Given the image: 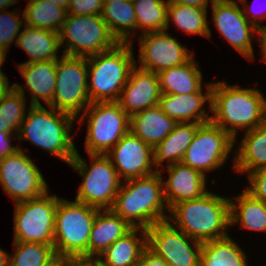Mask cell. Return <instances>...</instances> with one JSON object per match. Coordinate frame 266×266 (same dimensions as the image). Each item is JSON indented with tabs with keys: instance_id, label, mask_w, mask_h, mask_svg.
Returning <instances> with one entry per match:
<instances>
[{
	"instance_id": "cell-3",
	"label": "cell",
	"mask_w": 266,
	"mask_h": 266,
	"mask_svg": "<svg viewBox=\"0 0 266 266\" xmlns=\"http://www.w3.org/2000/svg\"><path fill=\"white\" fill-rule=\"evenodd\" d=\"M76 118L51 106L31 105L18 133V143L29 141L67 165L74 159L77 149L73 133Z\"/></svg>"
},
{
	"instance_id": "cell-15",
	"label": "cell",
	"mask_w": 266,
	"mask_h": 266,
	"mask_svg": "<svg viewBox=\"0 0 266 266\" xmlns=\"http://www.w3.org/2000/svg\"><path fill=\"white\" fill-rule=\"evenodd\" d=\"M147 247L169 266H200L202 242L191 238L169 220L146 229Z\"/></svg>"
},
{
	"instance_id": "cell-32",
	"label": "cell",
	"mask_w": 266,
	"mask_h": 266,
	"mask_svg": "<svg viewBox=\"0 0 266 266\" xmlns=\"http://www.w3.org/2000/svg\"><path fill=\"white\" fill-rule=\"evenodd\" d=\"M208 10L177 3H168V16L166 30L174 24L177 30L188 35H198L207 39L212 38L208 22Z\"/></svg>"
},
{
	"instance_id": "cell-50",
	"label": "cell",
	"mask_w": 266,
	"mask_h": 266,
	"mask_svg": "<svg viewBox=\"0 0 266 266\" xmlns=\"http://www.w3.org/2000/svg\"><path fill=\"white\" fill-rule=\"evenodd\" d=\"M45 1L59 5L67 10L70 0H45Z\"/></svg>"
},
{
	"instance_id": "cell-31",
	"label": "cell",
	"mask_w": 266,
	"mask_h": 266,
	"mask_svg": "<svg viewBox=\"0 0 266 266\" xmlns=\"http://www.w3.org/2000/svg\"><path fill=\"white\" fill-rule=\"evenodd\" d=\"M102 18L119 43H132L136 39V15L132 1L103 4Z\"/></svg>"
},
{
	"instance_id": "cell-1",
	"label": "cell",
	"mask_w": 266,
	"mask_h": 266,
	"mask_svg": "<svg viewBox=\"0 0 266 266\" xmlns=\"http://www.w3.org/2000/svg\"><path fill=\"white\" fill-rule=\"evenodd\" d=\"M241 87L225 79L212 81L211 122L234 140L266 122V96L258 87Z\"/></svg>"
},
{
	"instance_id": "cell-38",
	"label": "cell",
	"mask_w": 266,
	"mask_h": 266,
	"mask_svg": "<svg viewBox=\"0 0 266 266\" xmlns=\"http://www.w3.org/2000/svg\"><path fill=\"white\" fill-rule=\"evenodd\" d=\"M245 176H247L248 184L244 189L254 198L266 203V167L248 173Z\"/></svg>"
},
{
	"instance_id": "cell-14",
	"label": "cell",
	"mask_w": 266,
	"mask_h": 266,
	"mask_svg": "<svg viewBox=\"0 0 266 266\" xmlns=\"http://www.w3.org/2000/svg\"><path fill=\"white\" fill-rule=\"evenodd\" d=\"M214 28L241 56L256 61L253 40L260 46V31L244 16L242 6L237 0H215L210 6ZM257 36L255 39L254 37Z\"/></svg>"
},
{
	"instance_id": "cell-41",
	"label": "cell",
	"mask_w": 266,
	"mask_h": 266,
	"mask_svg": "<svg viewBox=\"0 0 266 266\" xmlns=\"http://www.w3.org/2000/svg\"><path fill=\"white\" fill-rule=\"evenodd\" d=\"M15 142H18V134H10L9 132H0V158L6 157L19 149V146H15ZM13 143V144H12Z\"/></svg>"
},
{
	"instance_id": "cell-51",
	"label": "cell",
	"mask_w": 266,
	"mask_h": 266,
	"mask_svg": "<svg viewBox=\"0 0 266 266\" xmlns=\"http://www.w3.org/2000/svg\"><path fill=\"white\" fill-rule=\"evenodd\" d=\"M7 54L8 52H6L5 50H3L2 48H0V71H4L2 70V66L4 65V63L7 61Z\"/></svg>"
},
{
	"instance_id": "cell-9",
	"label": "cell",
	"mask_w": 266,
	"mask_h": 266,
	"mask_svg": "<svg viewBox=\"0 0 266 266\" xmlns=\"http://www.w3.org/2000/svg\"><path fill=\"white\" fill-rule=\"evenodd\" d=\"M59 39L63 55L78 57L103 53L119 43L102 15H67Z\"/></svg>"
},
{
	"instance_id": "cell-16",
	"label": "cell",
	"mask_w": 266,
	"mask_h": 266,
	"mask_svg": "<svg viewBox=\"0 0 266 266\" xmlns=\"http://www.w3.org/2000/svg\"><path fill=\"white\" fill-rule=\"evenodd\" d=\"M167 30L148 32L138 35V51L136 65L147 71L159 73L186 63L195 50L188 49L187 45L180 41ZM190 50V51H189ZM138 61V63H137Z\"/></svg>"
},
{
	"instance_id": "cell-34",
	"label": "cell",
	"mask_w": 266,
	"mask_h": 266,
	"mask_svg": "<svg viewBox=\"0 0 266 266\" xmlns=\"http://www.w3.org/2000/svg\"><path fill=\"white\" fill-rule=\"evenodd\" d=\"M132 3L136 15V36L166 30L168 0H132ZM138 31L141 33L138 34Z\"/></svg>"
},
{
	"instance_id": "cell-44",
	"label": "cell",
	"mask_w": 266,
	"mask_h": 266,
	"mask_svg": "<svg viewBox=\"0 0 266 266\" xmlns=\"http://www.w3.org/2000/svg\"><path fill=\"white\" fill-rule=\"evenodd\" d=\"M71 260H72V258H70V257L56 253L43 266H68V264Z\"/></svg>"
},
{
	"instance_id": "cell-18",
	"label": "cell",
	"mask_w": 266,
	"mask_h": 266,
	"mask_svg": "<svg viewBox=\"0 0 266 266\" xmlns=\"http://www.w3.org/2000/svg\"><path fill=\"white\" fill-rule=\"evenodd\" d=\"M164 171L168 174L166 179L162 174ZM159 172L169 210L179 202L199 198L210 190L207 187L210 178L182 162L162 167Z\"/></svg>"
},
{
	"instance_id": "cell-46",
	"label": "cell",
	"mask_w": 266,
	"mask_h": 266,
	"mask_svg": "<svg viewBox=\"0 0 266 266\" xmlns=\"http://www.w3.org/2000/svg\"><path fill=\"white\" fill-rule=\"evenodd\" d=\"M7 78L6 74L3 71H0V99L11 89L13 84Z\"/></svg>"
},
{
	"instance_id": "cell-45",
	"label": "cell",
	"mask_w": 266,
	"mask_h": 266,
	"mask_svg": "<svg viewBox=\"0 0 266 266\" xmlns=\"http://www.w3.org/2000/svg\"><path fill=\"white\" fill-rule=\"evenodd\" d=\"M260 61L266 63V23H264L263 29L260 31V46H259Z\"/></svg>"
},
{
	"instance_id": "cell-36",
	"label": "cell",
	"mask_w": 266,
	"mask_h": 266,
	"mask_svg": "<svg viewBox=\"0 0 266 266\" xmlns=\"http://www.w3.org/2000/svg\"><path fill=\"white\" fill-rule=\"evenodd\" d=\"M12 245L9 266H43L56 254L53 244L13 241Z\"/></svg>"
},
{
	"instance_id": "cell-21",
	"label": "cell",
	"mask_w": 266,
	"mask_h": 266,
	"mask_svg": "<svg viewBox=\"0 0 266 266\" xmlns=\"http://www.w3.org/2000/svg\"><path fill=\"white\" fill-rule=\"evenodd\" d=\"M15 66L25 81V88L16 82L12 83L13 87L26 98V91H29L30 105H42L44 101L43 104L49 106L53 102L56 85V61L31 62Z\"/></svg>"
},
{
	"instance_id": "cell-30",
	"label": "cell",
	"mask_w": 266,
	"mask_h": 266,
	"mask_svg": "<svg viewBox=\"0 0 266 266\" xmlns=\"http://www.w3.org/2000/svg\"><path fill=\"white\" fill-rule=\"evenodd\" d=\"M241 246L230 235L202 242L200 266H249L250 258Z\"/></svg>"
},
{
	"instance_id": "cell-28",
	"label": "cell",
	"mask_w": 266,
	"mask_h": 266,
	"mask_svg": "<svg viewBox=\"0 0 266 266\" xmlns=\"http://www.w3.org/2000/svg\"><path fill=\"white\" fill-rule=\"evenodd\" d=\"M201 125L196 122L178 123L175 129L153 148L155 168L159 171L162 167L181 162Z\"/></svg>"
},
{
	"instance_id": "cell-11",
	"label": "cell",
	"mask_w": 266,
	"mask_h": 266,
	"mask_svg": "<svg viewBox=\"0 0 266 266\" xmlns=\"http://www.w3.org/2000/svg\"><path fill=\"white\" fill-rule=\"evenodd\" d=\"M87 57L62 55L56 61L52 108L76 119L90 105Z\"/></svg>"
},
{
	"instance_id": "cell-26",
	"label": "cell",
	"mask_w": 266,
	"mask_h": 266,
	"mask_svg": "<svg viewBox=\"0 0 266 266\" xmlns=\"http://www.w3.org/2000/svg\"><path fill=\"white\" fill-rule=\"evenodd\" d=\"M23 29L15 45L27 54L28 60L19 64L57 61L63 55L59 53L61 49L59 33L27 25Z\"/></svg>"
},
{
	"instance_id": "cell-20",
	"label": "cell",
	"mask_w": 266,
	"mask_h": 266,
	"mask_svg": "<svg viewBox=\"0 0 266 266\" xmlns=\"http://www.w3.org/2000/svg\"><path fill=\"white\" fill-rule=\"evenodd\" d=\"M160 96L158 74L135 65L130 71L117 103L130 117L139 111L157 106Z\"/></svg>"
},
{
	"instance_id": "cell-22",
	"label": "cell",
	"mask_w": 266,
	"mask_h": 266,
	"mask_svg": "<svg viewBox=\"0 0 266 266\" xmlns=\"http://www.w3.org/2000/svg\"><path fill=\"white\" fill-rule=\"evenodd\" d=\"M235 140L234 172L247 175L266 167V122ZM237 147V148H236Z\"/></svg>"
},
{
	"instance_id": "cell-5",
	"label": "cell",
	"mask_w": 266,
	"mask_h": 266,
	"mask_svg": "<svg viewBox=\"0 0 266 266\" xmlns=\"http://www.w3.org/2000/svg\"><path fill=\"white\" fill-rule=\"evenodd\" d=\"M132 43H118L113 49L87 57L88 95L91 103L117 102L136 65Z\"/></svg>"
},
{
	"instance_id": "cell-52",
	"label": "cell",
	"mask_w": 266,
	"mask_h": 266,
	"mask_svg": "<svg viewBox=\"0 0 266 266\" xmlns=\"http://www.w3.org/2000/svg\"><path fill=\"white\" fill-rule=\"evenodd\" d=\"M120 2V1H122V2H126V1H132V0H103V4L104 3H111V2Z\"/></svg>"
},
{
	"instance_id": "cell-29",
	"label": "cell",
	"mask_w": 266,
	"mask_h": 266,
	"mask_svg": "<svg viewBox=\"0 0 266 266\" xmlns=\"http://www.w3.org/2000/svg\"><path fill=\"white\" fill-rule=\"evenodd\" d=\"M229 199L231 227L266 233V203L254 198L245 189Z\"/></svg>"
},
{
	"instance_id": "cell-7",
	"label": "cell",
	"mask_w": 266,
	"mask_h": 266,
	"mask_svg": "<svg viewBox=\"0 0 266 266\" xmlns=\"http://www.w3.org/2000/svg\"><path fill=\"white\" fill-rule=\"evenodd\" d=\"M98 210L59 196L53 243L57 254L72 259H88V241Z\"/></svg>"
},
{
	"instance_id": "cell-25",
	"label": "cell",
	"mask_w": 266,
	"mask_h": 266,
	"mask_svg": "<svg viewBox=\"0 0 266 266\" xmlns=\"http://www.w3.org/2000/svg\"><path fill=\"white\" fill-rule=\"evenodd\" d=\"M146 247V229L132 228L95 260L99 266H137Z\"/></svg>"
},
{
	"instance_id": "cell-40",
	"label": "cell",
	"mask_w": 266,
	"mask_h": 266,
	"mask_svg": "<svg viewBox=\"0 0 266 266\" xmlns=\"http://www.w3.org/2000/svg\"><path fill=\"white\" fill-rule=\"evenodd\" d=\"M238 1H239L240 5L243 6L242 10H243L244 16L247 18V20L252 25H254L259 31H261L264 27L263 23L266 22V5L263 9L258 8V6L256 9L255 7H256L257 2L259 0H255L256 2L253 0V3H250V4H248V0H238Z\"/></svg>"
},
{
	"instance_id": "cell-37",
	"label": "cell",
	"mask_w": 266,
	"mask_h": 266,
	"mask_svg": "<svg viewBox=\"0 0 266 266\" xmlns=\"http://www.w3.org/2000/svg\"><path fill=\"white\" fill-rule=\"evenodd\" d=\"M22 26H25L24 16L19 8L10 11L0 10V48L9 52L12 44H16Z\"/></svg>"
},
{
	"instance_id": "cell-4",
	"label": "cell",
	"mask_w": 266,
	"mask_h": 266,
	"mask_svg": "<svg viewBox=\"0 0 266 266\" xmlns=\"http://www.w3.org/2000/svg\"><path fill=\"white\" fill-rule=\"evenodd\" d=\"M111 209L132 228L148 229L168 220L161 173L122 182Z\"/></svg>"
},
{
	"instance_id": "cell-35",
	"label": "cell",
	"mask_w": 266,
	"mask_h": 266,
	"mask_svg": "<svg viewBox=\"0 0 266 266\" xmlns=\"http://www.w3.org/2000/svg\"><path fill=\"white\" fill-rule=\"evenodd\" d=\"M27 100L14 87L0 99V132L19 133L27 108L31 106Z\"/></svg>"
},
{
	"instance_id": "cell-13",
	"label": "cell",
	"mask_w": 266,
	"mask_h": 266,
	"mask_svg": "<svg viewBox=\"0 0 266 266\" xmlns=\"http://www.w3.org/2000/svg\"><path fill=\"white\" fill-rule=\"evenodd\" d=\"M18 146L16 152L0 158V184L13 203L35 199L49 191L44 175L27 154L30 151Z\"/></svg>"
},
{
	"instance_id": "cell-42",
	"label": "cell",
	"mask_w": 266,
	"mask_h": 266,
	"mask_svg": "<svg viewBox=\"0 0 266 266\" xmlns=\"http://www.w3.org/2000/svg\"><path fill=\"white\" fill-rule=\"evenodd\" d=\"M137 266H169L166 261L154 253L151 249L146 247L140 257V261Z\"/></svg>"
},
{
	"instance_id": "cell-6",
	"label": "cell",
	"mask_w": 266,
	"mask_h": 266,
	"mask_svg": "<svg viewBox=\"0 0 266 266\" xmlns=\"http://www.w3.org/2000/svg\"><path fill=\"white\" fill-rule=\"evenodd\" d=\"M84 159L77 150L74 159L68 164L80 177L75 200L99 210L111 209L122 181L106 154H87Z\"/></svg>"
},
{
	"instance_id": "cell-2",
	"label": "cell",
	"mask_w": 266,
	"mask_h": 266,
	"mask_svg": "<svg viewBox=\"0 0 266 266\" xmlns=\"http://www.w3.org/2000/svg\"><path fill=\"white\" fill-rule=\"evenodd\" d=\"M229 198L209 190L199 198L175 204L168 220L200 242L228 237L232 229Z\"/></svg>"
},
{
	"instance_id": "cell-27",
	"label": "cell",
	"mask_w": 266,
	"mask_h": 266,
	"mask_svg": "<svg viewBox=\"0 0 266 266\" xmlns=\"http://www.w3.org/2000/svg\"><path fill=\"white\" fill-rule=\"evenodd\" d=\"M195 57L193 55L186 63L157 73L161 94L196 93L206 84L200 70L202 67Z\"/></svg>"
},
{
	"instance_id": "cell-8",
	"label": "cell",
	"mask_w": 266,
	"mask_h": 266,
	"mask_svg": "<svg viewBox=\"0 0 266 266\" xmlns=\"http://www.w3.org/2000/svg\"><path fill=\"white\" fill-rule=\"evenodd\" d=\"M76 122L87 129L86 154H107L130 131V117L117 102L90 103Z\"/></svg>"
},
{
	"instance_id": "cell-17",
	"label": "cell",
	"mask_w": 266,
	"mask_h": 266,
	"mask_svg": "<svg viewBox=\"0 0 266 266\" xmlns=\"http://www.w3.org/2000/svg\"><path fill=\"white\" fill-rule=\"evenodd\" d=\"M106 155L122 182L158 171L154 165L153 147L130 131Z\"/></svg>"
},
{
	"instance_id": "cell-43",
	"label": "cell",
	"mask_w": 266,
	"mask_h": 266,
	"mask_svg": "<svg viewBox=\"0 0 266 266\" xmlns=\"http://www.w3.org/2000/svg\"><path fill=\"white\" fill-rule=\"evenodd\" d=\"M215 0H168L169 3H177L184 6H192L200 9H208Z\"/></svg>"
},
{
	"instance_id": "cell-33",
	"label": "cell",
	"mask_w": 266,
	"mask_h": 266,
	"mask_svg": "<svg viewBox=\"0 0 266 266\" xmlns=\"http://www.w3.org/2000/svg\"><path fill=\"white\" fill-rule=\"evenodd\" d=\"M23 16L25 25L59 33L67 10L45 0H28Z\"/></svg>"
},
{
	"instance_id": "cell-10",
	"label": "cell",
	"mask_w": 266,
	"mask_h": 266,
	"mask_svg": "<svg viewBox=\"0 0 266 266\" xmlns=\"http://www.w3.org/2000/svg\"><path fill=\"white\" fill-rule=\"evenodd\" d=\"M58 201L59 196L49 190L38 198L14 203L13 241L53 244Z\"/></svg>"
},
{
	"instance_id": "cell-39",
	"label": "cell",
	"mask_w": 266,
	"mask_h": 266,
	"mask_svg": "<svg viewBox=\"0 0 266 266\" xmlns=\"http://www.w3.org/2000/svg\"><path fill=\"white\" fill-rule=\"evenodd\" d=\"M103 0H70L67 15H102Z\"/></svg>"
},
{
	"instance_id": "cell-19",
	"label": "cell",
	"mask_w": 266,
	"mask_h": 266,
	"mask_svg": "<svg viewBox=\"0 0 266 266\" xmlns=\"http://www.w3.org/2000/svg\"><path fill=\"white\" fill-rule=\"evenodd\" d=\"M204 86L205 89L202 87L196 93L161 94L158 106L167 116L179 123H209L211 122L212 81Z\"/></svg>"
},
{
	"instance_id": "cell-48",
	"label": "cell",
	"mask_w": 266,
	"mask_h": 266,
	"mask_svg": "<svg viewBox=\"0 0 266 266\" xmlns=\"http://www.w3.org/2000/svg\"><path fill=\"white\" fill-rule=\"evenodd\" d=\"M20 0H0V10L13 8Z\"/></svg>"
},
{
	"instance_id": "cell-23",
	"label": "cell",
	"mask_w": 266,
	"mask_h": 266,
	"mask_svg": "<svg viewBox=\"0 0 266 266\" xmlns=\"http://www.w3.org/2000/svg\"><path fill=\"white\" fill-rule=\"evenodd\" d=\"M132 227L112 209L98 210L88 241V259L95 260Z\"/></svg>"
},
{
	"instance_id": "cell-47",
	"label": "cell",
	"mask_w": 266,
	"mask_h": 266,
	"mask_svg": "<svg viewBox=\"0 0 266 266\" xmlns=\"http://www.w3.org/2000/svg\"><path fill=\"white\" fill-rule=\"evenodd\" d=\"M68 266H95V260L90 259H72Z\"/></svg>"
},
{
	"instance_id": "cell-12",
	"label": "cell",
	"mask_w": 266,
	"mask_h": 266,
	"mask_svg": "<svg viewBox=\"0 0 266 266\" xmlns=\"http://www.w3.org/2000/svg\"><path fill=\"white\" fill-rule=\"evenodd\" d=\"M234 148L235 140L226 131L212 122L205 123L197 129L181 162L210 177L208 174L223 168L229 158L234 168Z\"/></svg>"
},
{
	"instance_id": "cell-49",
	"label": "cell",
	"mask_w": 266,
	"mask_h": 266,
	"mask_svg": "<svg viewBox=\"0 0 266 266\" xmlns=\"http://www.w3.org/2000/svg\"><path fill=\"white\" fill-rule=\"evenodd\" d=\"M0 266H9V253L0 247Z\"/></svg>"
},
{
	"instance_id": "cell-24",
	"label": "cell",
	"mask_w": 266,
	"mask_h": 266,
	"mask_svg": "<svg viewBox=\"0 0 266 266\" xmlns=\"http://www.w3.org/2000/svg\"><path fill=\"white\" fill-rule=\"evenodd\" d=\"M178 123L157 105L130 116V132L154 148L175 129Z\"/></svg>"
}]
</instances>
